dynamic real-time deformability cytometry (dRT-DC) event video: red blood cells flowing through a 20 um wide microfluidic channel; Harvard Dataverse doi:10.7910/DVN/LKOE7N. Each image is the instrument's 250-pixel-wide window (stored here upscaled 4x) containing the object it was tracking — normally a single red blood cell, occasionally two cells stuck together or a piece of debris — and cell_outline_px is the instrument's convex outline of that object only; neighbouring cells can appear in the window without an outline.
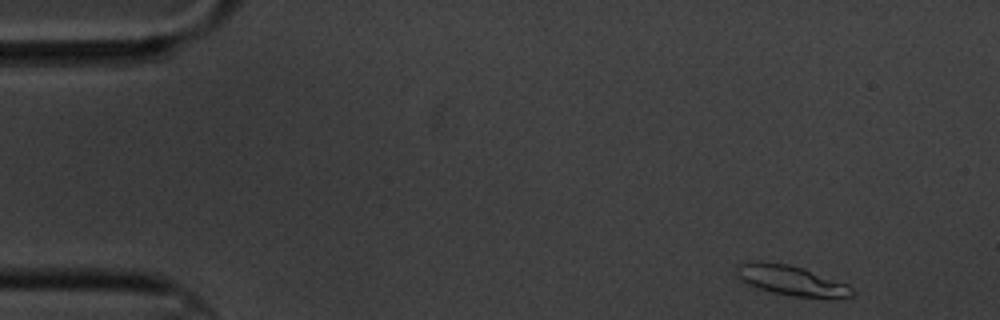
{"species": "common noctule bat (a hibernating species)", "species_latin": "Nyctalus noctula", "temperature_condition": "cold", "stored_images_in_passage": 4, "camera_frame_rate_fps": 3000, "um_per_image_px": 0.085, "animal": {"sex": "male", "body_mass_g": 20.1, "forearm_length_mm": 53.5}, "frame": {"image": 1, "passage_image": 1, "time_ms": 0.0, "image_size_px": [1000, 320], "cell_outline_px": [[856, 292], [852, 296], [792, 296], [772, 292], [756, 288], [740, 280], [736, 276], [736, 264], [752, 260], [760, 260], [788, 264], [804, 268], [848, 284]], "centroid_in_image_um": [67.15, 23.79], "position_along_channel_um": 17.8, "area_um2": 20.23}}
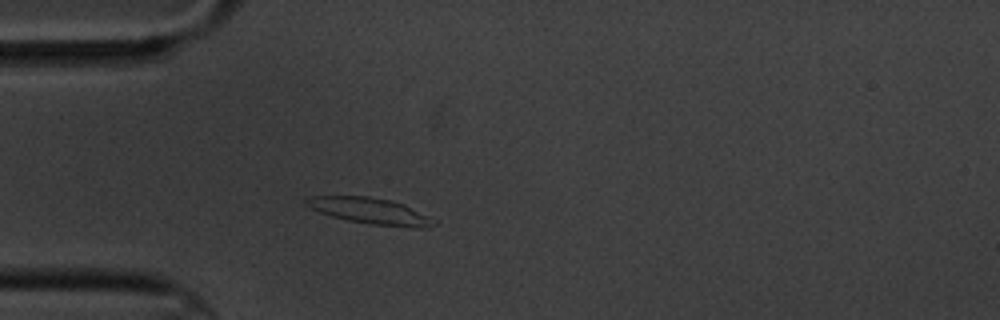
{"frame": {"image": 2, "passage_image": 4, "time_ms": 3.667, "image_size_px": [1000, 320], "cell_outline_px": [[436, 224], [428, 228], [412, 228], [372, 224], [348, 220], [332, 216], [308, 208], [304, 204], [304, 200], [312, 196], [368, 196], [388, 200], [404, 204], [424, 216]], "centroid_in_image_um": [31.37, 17.93], "position_along_channel_um": 53.6, "area_um2": 19.02}}